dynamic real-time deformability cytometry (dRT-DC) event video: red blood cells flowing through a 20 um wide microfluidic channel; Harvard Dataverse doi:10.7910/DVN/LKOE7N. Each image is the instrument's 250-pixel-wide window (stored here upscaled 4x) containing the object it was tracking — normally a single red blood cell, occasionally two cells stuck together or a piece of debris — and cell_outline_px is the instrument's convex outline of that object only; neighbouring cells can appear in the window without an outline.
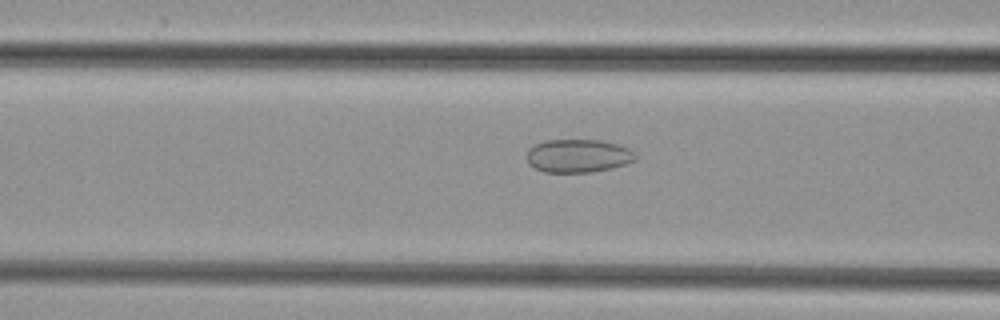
{"species": "common noctule bat (a hibernating species)", "species_latin": "Nyctalus noctula", "temperature_condition": "cold", "stored_images_in_passage": 44, "camera_frame_rate_fps": 3000, "um_per_image_px": 0.085, "animal": {"sex": "female", "body_mass_g": 29.2, "forearm_length_mm": 56.3}, "frame": {"image": 1, "passage_image": 14, "time_ms": 4.333, "image_size_px": [1000, 320], "cell_outline_px": [[636, 160], [612, 168], [592, 172], [544, 172], [528, 164], [524, 156], [528, 148], [536, 144], [548, 140], [600, 140], [616, 144], [628, 148], [636, 156]], "centroid_in_image_um": [49.08, 13.25], "position_along_channel_um": 117.5, "area_um2": 21.1}}
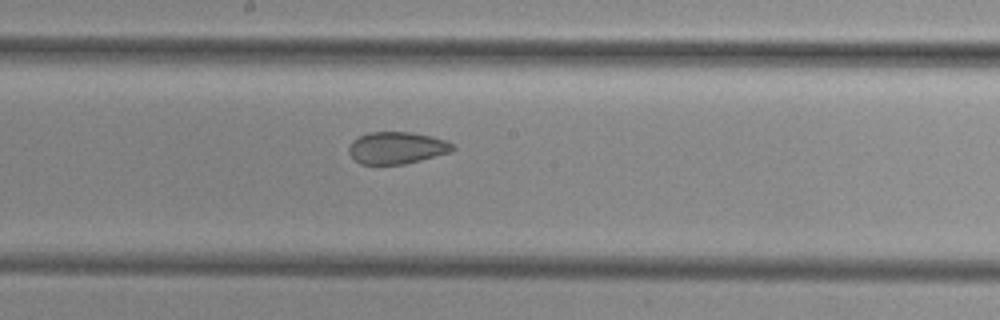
{"frame": {"image": 2, "passage_image": 21, "time_ms": 6.667, "image_size_px": [1000, 320], "cell_outline_px": [[456, 148], [452, 152], [404, 164], [360, 164], [348, 152], [348, 148], [352, 140], [368, 132], [412, 132], [432, 136], [456, 144]], "centroid_in_image_um": [33.76, 12.56], "position_along_channel_um": 214.4, "area_um2": 19.48}}
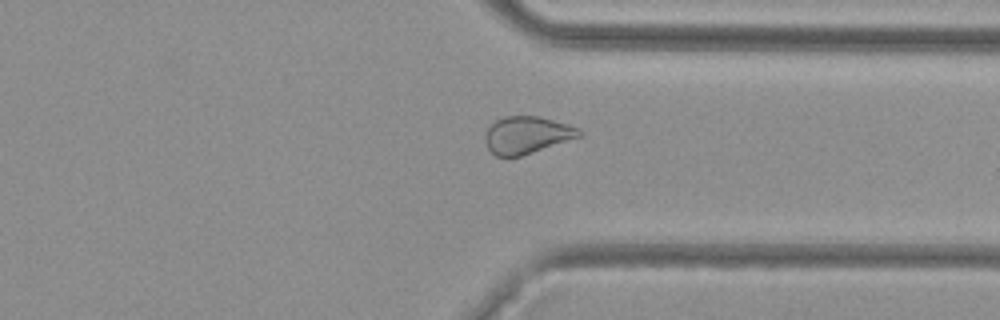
{"frame": {"image": 3, "passage_image": 32, "time_ms": 10.333, "image_size_px": [1000, 320], "cell_outline_px": [[584, 136], [520, 156], [496, 156], [488, 148], [484, 136], [488, 128], [496, 120], [504, 116], [540, 116], [568, 124], [580, 128], [584, 132]], "centroid_in_image_um": [44.85, 11.46], "position_along_channel_um": 366.6, "area_um2": 20.52}}